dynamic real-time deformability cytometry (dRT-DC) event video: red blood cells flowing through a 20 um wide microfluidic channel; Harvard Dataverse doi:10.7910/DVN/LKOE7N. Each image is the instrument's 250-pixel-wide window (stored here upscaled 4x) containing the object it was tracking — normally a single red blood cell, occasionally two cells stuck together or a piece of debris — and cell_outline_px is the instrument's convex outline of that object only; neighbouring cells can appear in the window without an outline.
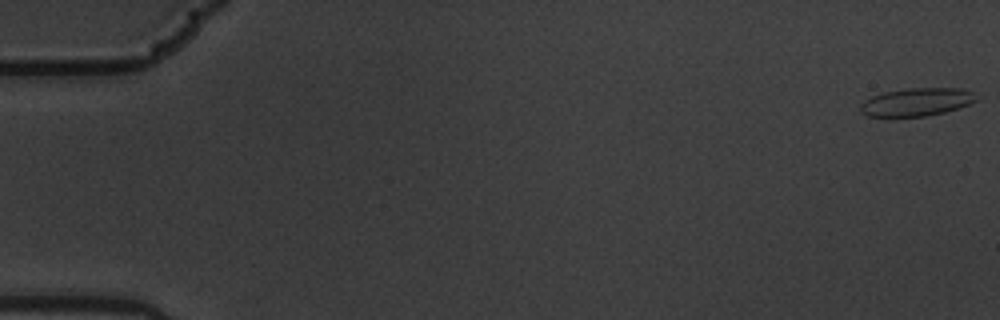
{"species": "common noctule bat (a hibernating species)", "species_latin": "Nyctalus noctula", "temperature_condition": "warm", "stored_images_in_passage": 14, "camera_frame_rate_fps": 3000, "um_per_image_px": 0.085, "animal": {"sex": "male", "body_mass_g": 19.5, "forearm_length_mm": 54.6}, "frame": {"image": 1, "passage_image": 1, "time_ms": 0.0, "image_size_px": [1000, 320], "cell_outline_px": [[980, 100], [960, 108], [928, 116], [888, 120], [868, 116], [860, 112], [860, 104], [864, 100], [872, 96], [884, 92], [908, 88], [960, 88], [972, 92]], "centroid_in_image_um": [77.86, 8.72], "position_along_channel_um": 7.1, "area_um2": 19.88}}
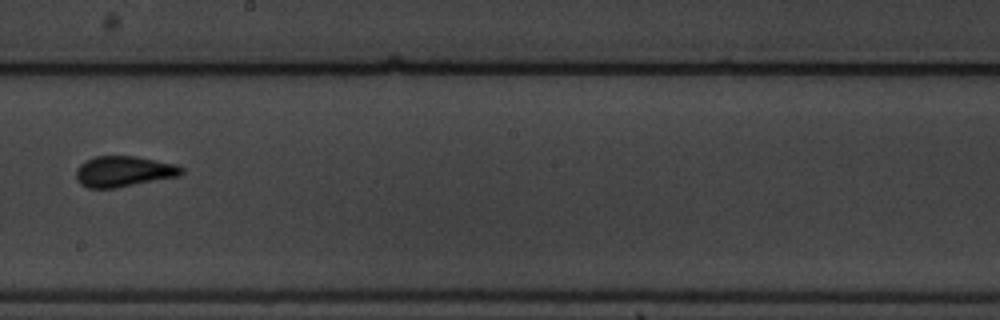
{"frame": {"image": 2, "passage_image": 10, "time_ms": 3.0, "image_size_px": [1000, 320], "cell_outline_px": [[184, 172], [180, 176], [116, 188], [88, 188], [80, 184], [76, 176], [76, 168], [80, 164], [96, 156], [136, 156], [176, 164], [184, 168]], "centroid_in_image_um": [10.54, 14.57], "position_along_channel_um": 237.7, "area_um2": 18.96}}
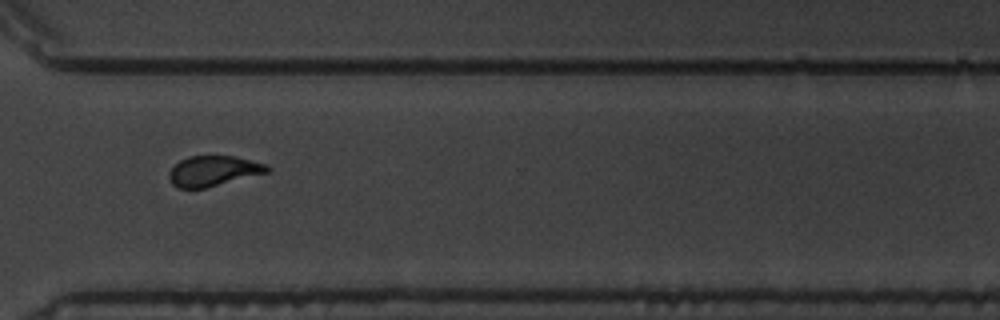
{"frame": {"image": 3, "passage_image": 13, "time_ms": 4.0, "image_size_px": [1000, 320], "cell_outline_px": [[272, 168], [268, 172], [208, 188], [176, 188], [172, 184], [168, 176], [168, 172], [180, 160], [188, 156], [236, 156], [268, 164]], "centroid_in_image_um": [18.16, 14.53], "position_along_channel_um": 352.4, "area_um2": 17.57}}